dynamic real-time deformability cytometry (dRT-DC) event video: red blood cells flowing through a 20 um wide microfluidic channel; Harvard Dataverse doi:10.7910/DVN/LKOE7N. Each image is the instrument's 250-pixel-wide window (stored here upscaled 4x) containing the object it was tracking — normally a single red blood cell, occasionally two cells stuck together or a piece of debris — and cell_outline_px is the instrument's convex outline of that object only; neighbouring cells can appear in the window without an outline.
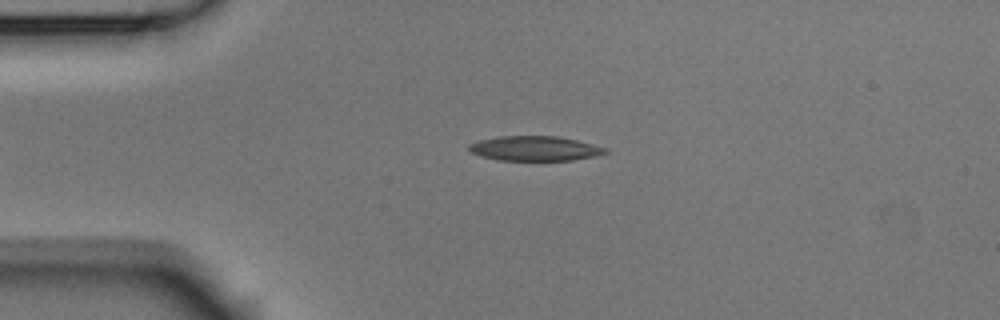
{"species": "Egyptian fruit bat (a non-hibernating species)", "species_latin": "Rousettus aegyptiacus", "temperature_condition": "room temperature", "stored_images_in_passage": 3, "segment_of_instrument_passage": [1, 2], "camera_frame_rate_fps": 3000, "um_per_image_px": 0.085, "animal": {"sex": "male"}, "frame": {"image": 1, "passage_image": 1, "time_ms": 0.0, "image_size_px": [1000, 320], "cell_outline_px": [[608, 152], [592, 156], [572, 160], [500, 160], [480, 156], [472, 152], [468, 148], [468, 144], [476, 140], [496, 136], [556, 136], [576, 140], [608, 148]], "centroid_in_image_um": [45.4, 12.61], "position_along_channel_um": 39.6, "area_um2": 19.59}}